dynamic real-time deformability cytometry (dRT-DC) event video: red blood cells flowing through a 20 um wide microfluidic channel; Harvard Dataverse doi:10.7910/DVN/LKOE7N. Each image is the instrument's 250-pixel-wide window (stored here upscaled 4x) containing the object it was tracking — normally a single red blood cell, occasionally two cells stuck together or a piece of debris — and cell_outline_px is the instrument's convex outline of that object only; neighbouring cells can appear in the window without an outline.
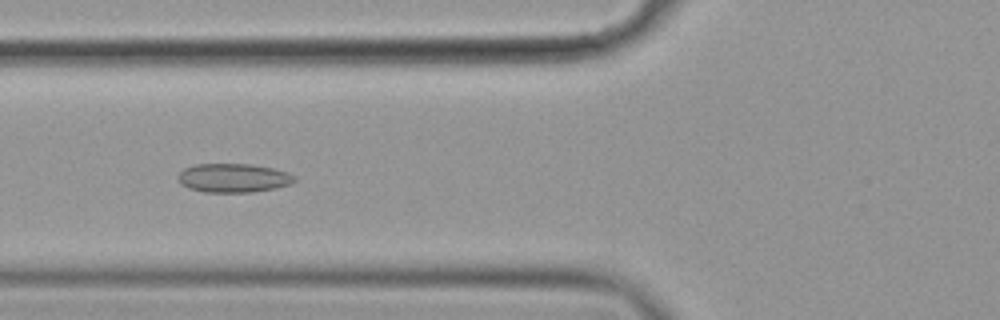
{"species": "common noctule bat (a hibernating species)", "species_latin": "Nyctalus noctula", "temperature_condition": "cold", "stored_images_in_passage": 43, "camera_frame_rate_fps": 3000, "um_per_image_px": 0.085, "animal": {"sex": "female", "body_mass_g": 19.9}, "frame": {"image": 1, "passage_image": 8, "time_ms": 2.333, "image_size_px": [1000, 320], "cell_outline_px": [[296, 180], [288, 184], [276, 188], [252, 192], [204, 192], [188, 188], [180, 184], [176, 176], [184, 168], [196, 164], [252, 164], [272, 168], [288, 172], [296, 176]], "centroid_in_image_um": [19.81, 15.12], "position_along_channel_um": 106.0, "area_um2": 19.71}}
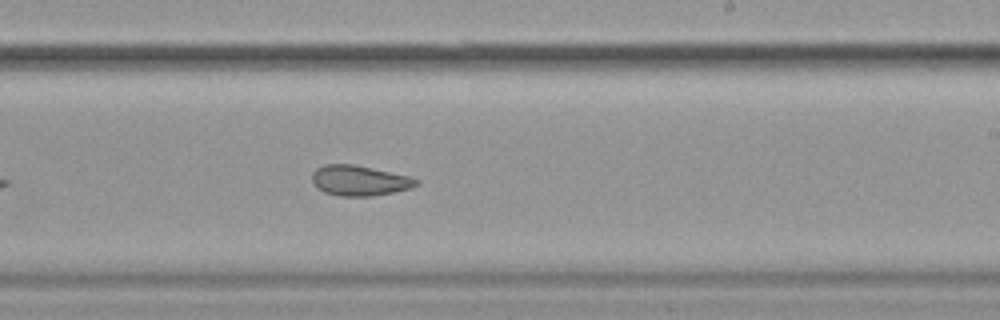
{"frame": {"image": 2, "passage_image": 21, "time_ms": 6.667, "image_size_px": [1000, 320], "cell_outline_px": [[420, 184], [412, 188], [372, 196], [336, 196], [324, 192], [316, 188], [312, 184], [312, 172], [316, 168], [324, 164], [352, 164], [372, 168], [408, 176], [420, 180]], "centroid_in_image_um": [30.52, 15.35], "position_along_channel_um": 258.5, "area_um2": 18.55}}
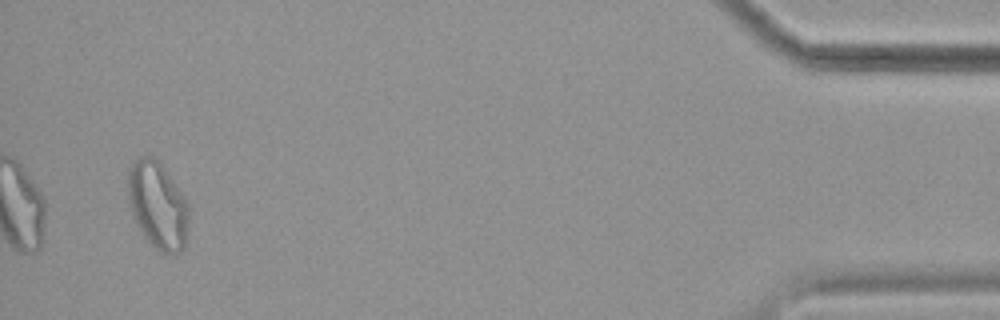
{"frame": {"image": 3, "passage_image": 41, "time_ms": 13.333, "image_size_px": [1000, 320], "cell_outline_px": [[188, 228], [184, 248], [180, 252], [172, 256], [160, 252], [144, 236], [136, 224], [132, 216], [128, 200], [128, 168], [132, 160], [140, 156], [152, 156], [164, 168], [184, 196], [188, 204]], "centroid_in_image_um": [13.39, 17.46], "position_along_channel_um": 421.8, "area_um2": 31.15}, "authors_computed_cell_mechanics": {"area_um2": 19.7098, "velocity_mm_per_s": 3.53, "shape_relaxation_time_tau1_ms": null, "shape_relaxation_time_tau2_ms": 3.3404, "deformation_change_tau1": null, "deformation_change_tau2": 0.0825}}